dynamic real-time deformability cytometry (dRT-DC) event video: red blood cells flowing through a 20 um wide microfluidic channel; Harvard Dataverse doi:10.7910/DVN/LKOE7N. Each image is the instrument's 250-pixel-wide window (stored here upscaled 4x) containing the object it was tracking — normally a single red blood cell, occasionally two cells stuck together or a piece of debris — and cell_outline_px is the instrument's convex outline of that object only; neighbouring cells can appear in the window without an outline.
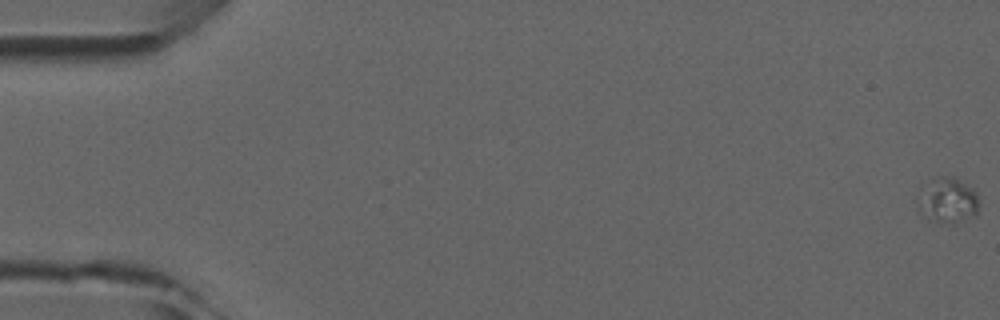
{"species": "common noctule bat (a hibernating species)", "species_latin": "Nyctalus noctula", "temperature_condition": "room temperature", "stored_images_in_passage": 7, "camera_frame_rate_fps": 3000, "um_per_image_px": 0.085, "animal": {"sex": "male", "forearm_length_mm": 52.5}, "frame": {"image": 1, "passage_image": 1, "time_ms": 0.0, "image_size_px": [1000, 320], "cell_outline_px": [[976, 216], [956, 224], [940, 224], [928, 220], [920, 212], [916, 204], [916, 200], [920, 188], [932, 176], [956, 176], [972, 188], [976, 192]], "centroid_in_image_um": [80.47, 17.03], "position_along_channel_um": 4.5, "area_um2": 16.99}}
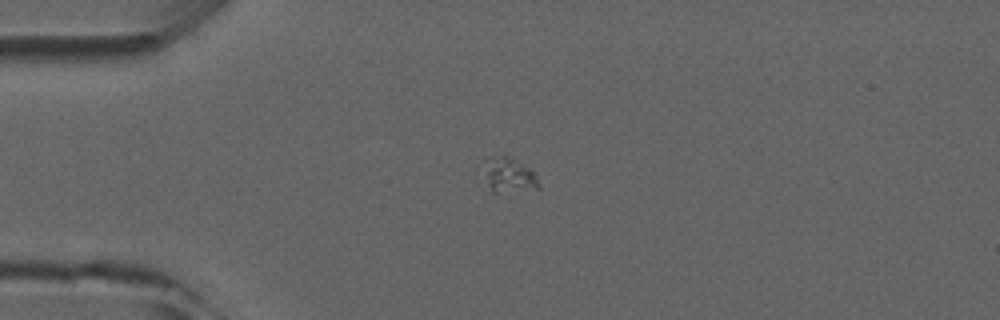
{"frame": {"image": 2, "passage_image": 4, "time_ms": 4.333, "image_size_px": [1000, 320], "cell_outline_px": [[540, 188], [496, 192], [492, 192], [488, 184], [488, 172], [492, 156], [512, 156], [528, 168], [536, 176], [540, 184]], "centroid_in_image_um": [43.37, 14.9], "position_along_channel_um": 41.6, "area_um2": 10.23}}